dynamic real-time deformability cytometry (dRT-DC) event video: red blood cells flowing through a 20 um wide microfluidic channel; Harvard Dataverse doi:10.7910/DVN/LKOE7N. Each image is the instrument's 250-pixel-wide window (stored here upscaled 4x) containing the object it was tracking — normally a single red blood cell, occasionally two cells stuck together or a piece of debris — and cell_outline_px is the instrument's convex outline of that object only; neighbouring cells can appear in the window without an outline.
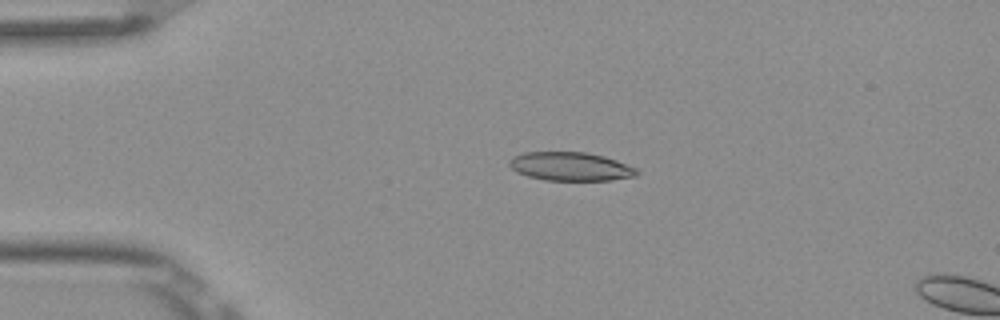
{"species": "Egyptian fruit bat (a non-hibernating species)", "species_latin": "Rousettus aegyptiacus", "temperature_condition": "room temperature", "stored_images_in_passage": 2, "camera_frame_rate_fps": 3000, "um_per_image_px": 0.085, "frame": {"image": 1, "passage_image": 1, "time_ms": 0.0, "image_size_px": [1000, 320], "cell_outline_px": [[640, 172], [636, 176], [612, 180], [544, 180], [528, 176], [516, 172], [508, 164], [508, 160], [512, 156], [524, 152], [584, 152], [604, 156], [616, 160], [636, 168]], "centroid_in_image_um": [48.47, 14.15], "position_along_channel_um": 36.5, "area_um2": 21.33}}